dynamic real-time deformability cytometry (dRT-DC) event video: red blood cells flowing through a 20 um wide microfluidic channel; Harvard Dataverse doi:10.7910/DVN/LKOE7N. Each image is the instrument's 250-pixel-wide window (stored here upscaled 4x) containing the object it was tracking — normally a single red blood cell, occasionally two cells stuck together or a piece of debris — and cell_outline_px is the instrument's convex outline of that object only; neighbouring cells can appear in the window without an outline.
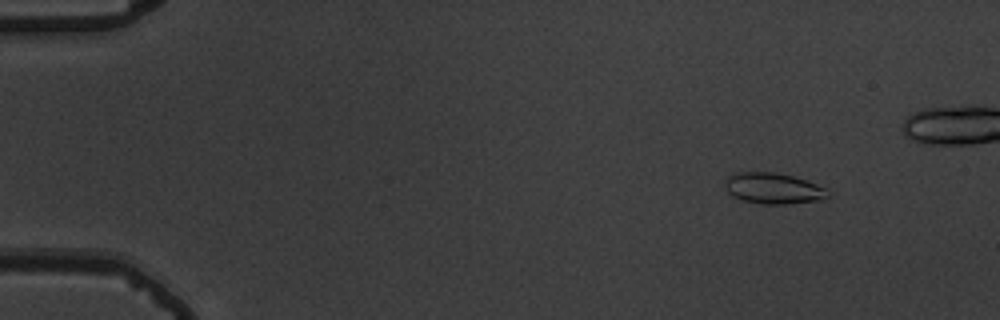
{"species": "common noctule bat (a hibernating species)", "species_latin": "Nyctalus noctula", "temperature_condition": "warm", "stored_images_in_passage": 51, "camera_frame_rate_fps": 3000, "um_per_image_px": 0.085, "animal": {"sex": "male", "body_mass_g": 19.5, "forearm_length_mm": 54.6}, "frame": {"image": 1, "passage_image": 7, "time_ms": 2.0, "image_size_px": [1000, 320], "cell_outline_px": [[828, 196], [824, 200], [784, 204], [764, 204], [744, 200], [732, 196], [728, 192], [724, 184], [724, 180], [732, 172], [776, 172], [792, 176], [816, 184], [824, 188]], "centroid_in_image_um": [65.67, 16.0], "position_along_channel_um": 19.3, "area_um2": 18.5}}
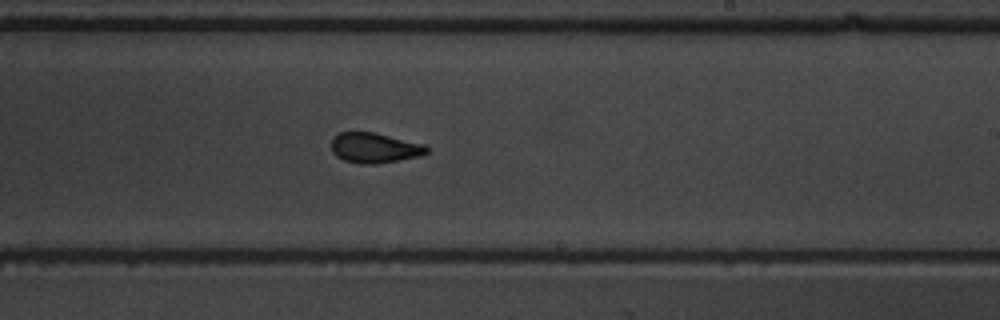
{"frame": {"image": 2, "passage_image": 35, "time_ms": 11.333, "image_size_px": [1000, 320], "cell_outline_px": [[428, 152], [420, 156], [376, 164], [360, 164], [344, 160], [336, 156], [332, 152], [332, 136], [340, 132], [376, 132], [424, 144], [428, 148]], "centroid_in_image_um": [31.82, 12.56], "position_along_channel_um": 257.2, "area_um2": 16.88}}
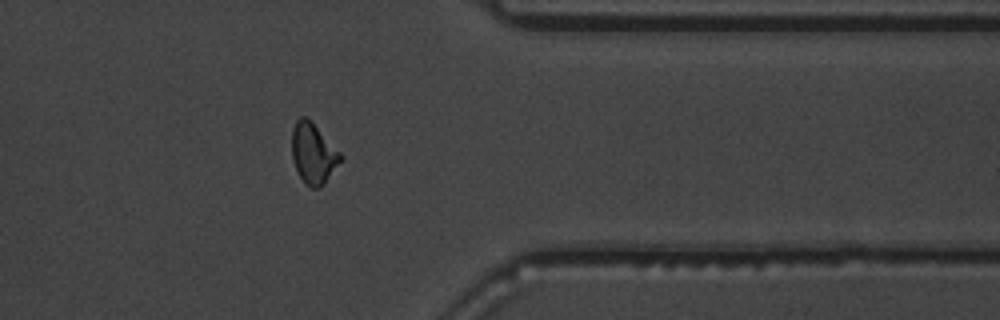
{"frame": {"image": 3, "passage_image": 46, "time_ms": 15.0, "image_size_px": [1000, 320], "cell_outline_px": [[344, 160], [324, 184], [320, 188], [312, 188], [304, 184], [292, 160], [292, 128], [296, 120], [300, 116], [308, 116], [344, 156]], "centroid_in_image_um": [26.66, 13.03], "position_along_channel_um": 384.7, "area_um2": 17.69}}